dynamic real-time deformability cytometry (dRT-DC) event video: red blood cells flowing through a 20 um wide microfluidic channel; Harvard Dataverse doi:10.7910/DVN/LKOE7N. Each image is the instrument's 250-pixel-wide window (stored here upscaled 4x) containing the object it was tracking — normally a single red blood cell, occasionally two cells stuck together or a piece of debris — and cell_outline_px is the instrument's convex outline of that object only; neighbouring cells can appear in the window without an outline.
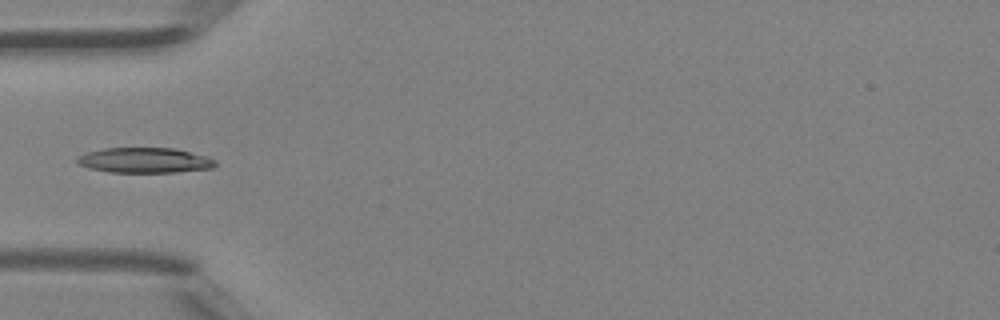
{"species": "Egyptian fruit bat (a non-hibernating species)", "species_latin": "Rousettus aegyptiacus", "temperature_condition": "room temperature", "stored_images_in_passage": 6, "camera_frame_rate_fps": 3000, "um_per_image_px": 0.085, "animal": {"sex": "female"}, "frame": {"image": 1, "passage_image": 5, "time_ms": 1.333, "image_size_px": [1000, 320], "cell_outline_px": [[216, 164], [212, 168], [176, 172], [108, 172], [88, 168], [80, 164], [76, 160], [76, 156], [88, 152], [104, 148], [172, 148], [208, 156], [216, 160]], "centroid_in_image_um": [12.29, 13.62], "position_along_channel_um": 72.7, "area_um2": 20.29}}
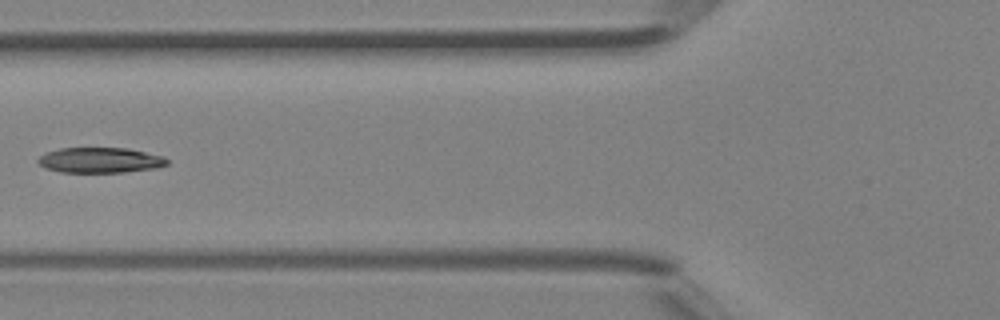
{"frame": {"image": 2, "passage_image": 6, "time_ms": 1.667, "image_size_px": [1000, 320], "cell_outline_px": [[168, 164], [156, 168], [124, 172], [60, 172], [44, 168], [36, 160], [40, 156], [48, 152], [60, 148], [128, 148], [164, 156], [168, 160]], "centroid_in_image_um": [8.52, 13.61], "position_along_channel_um": 117.3, "area_um2": 19.07}}